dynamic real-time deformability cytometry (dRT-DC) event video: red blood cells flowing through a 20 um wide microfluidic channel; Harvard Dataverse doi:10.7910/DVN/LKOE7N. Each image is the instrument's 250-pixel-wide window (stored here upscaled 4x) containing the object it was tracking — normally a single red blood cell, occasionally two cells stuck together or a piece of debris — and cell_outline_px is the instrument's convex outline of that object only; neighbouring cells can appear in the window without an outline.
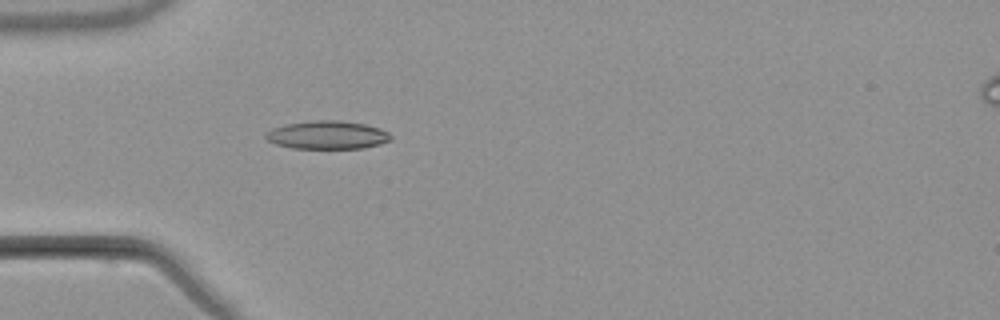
{"species": "common noctule bat (a hibernating species)", "species_latin": "Nyctalus noctula", "temperature_condition": "warm", "stored_images_in_passage": 4, "camera_frame_rate_fps": 3000, "um_per_image_px": 0.085, "animal": {"sex": "male", "body_mass_g": 21.5, "forearm_length_mm": 52.0}, "frame": {"image": 1, "passage_image": 4, "time_ms": 3.667, "image_size_px": [1000, 320], "cell_outline_px": [[392, 140], [380, 144], [364, 148], [292, 148], [276, 144], [268, 140], [264, 136], [272, 128], [284, 124], [312, 120], [336, 120], [364, 124], [380, 128], [388, 132], [392, 136]], "centroid_in_image_um": [27.84, 11.47], "position_along_channel_um": 57.2, "area_um2": 20.58}}